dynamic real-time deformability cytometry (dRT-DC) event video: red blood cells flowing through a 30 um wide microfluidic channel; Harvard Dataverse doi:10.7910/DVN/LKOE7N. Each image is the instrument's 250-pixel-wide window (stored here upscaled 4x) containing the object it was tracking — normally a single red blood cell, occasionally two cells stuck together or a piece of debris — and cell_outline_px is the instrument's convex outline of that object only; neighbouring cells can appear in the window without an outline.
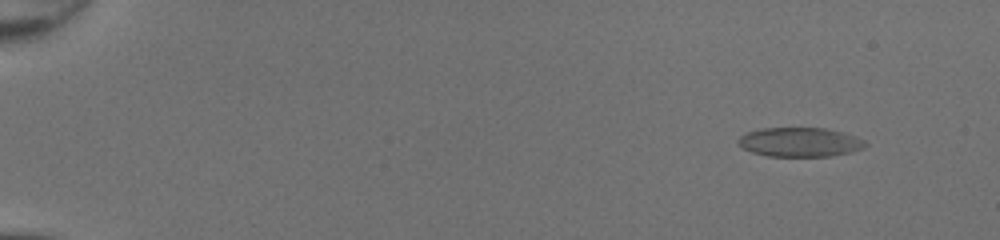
{"species": "common noctule bat (a hibernating species)", "species_latin": "Nyctalus noctula", "temperature_condition": "room temperature", "stored_images_in_passage": 46, "camera_frame_rate_fps": 3000, "um_per_image_px": 0.085, "animal": {"sex": "female", "body_mass_g": 20.0, "forearm_length_mm": 54.0}, "frame": {"image": 1, "passage_image": 1, "time_ms": 0.0, "image_size_px": [1000, 240], "cell_outline_px": [[868, 144], [864, 148], [852, 152], [832, 156], [768, 156], [752, 152], [744, 148], [736, 140], [744, 132], [764, 128], [824, 128], [856, 136], [864, 140]], "centroid_in_image_um": [68.0, 12.08], "position_along_channel_um": 17.0, "area_um2": 21.68}}
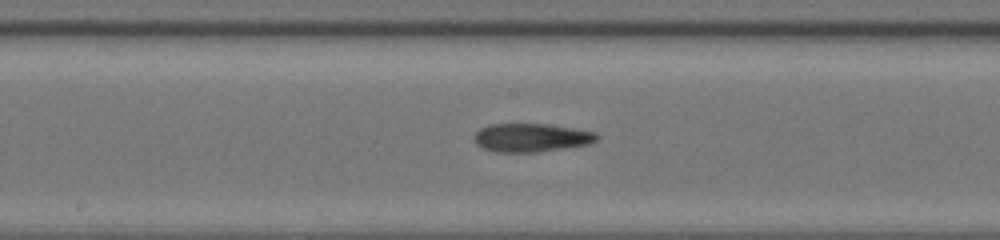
{"frame": {"image": 2, "passage_image": 25, "time_ms": 8.0, "image_size_px": [1000, 240], "cell_outline_px": [[600, 136], [596, 140], [588, 144], [564, 148], [536, 152], [496, 152], [484, 148], [476, 144], [472, 136], [480, 128], [488, 124], [548, 124], [576, 128], [596, 132]], "centroid_in_image_um": [45.15, 11.69], "position_along_channel_um": 203.1, "area_um2": 20.46}}
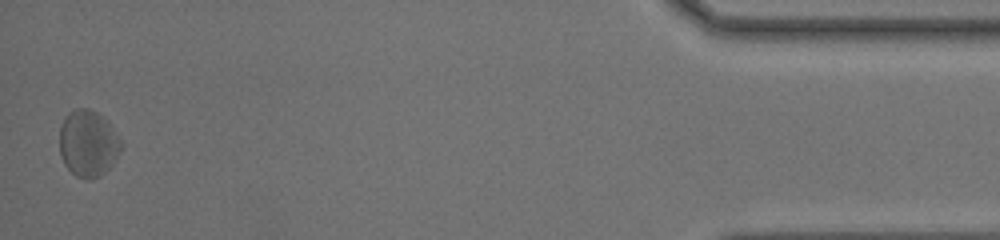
{"frame": {"image": 3, "passage_image": 46, "time_ms": 15.0, "image_size_px": [1000, 240], "cell_outline_px": [[120, 152], [112, 164], [100, 176], [88, 180], [76, 176], [64, 164], [60, 156], [60, 128], [64, 116], [68, 112], [76, 108], [88, 108], [96, 112], [108, 120], [120, 140]], "centroid_in_image_um": [7.46, 12.18], "position_along_channel_um": 427.7, "area_um2": 23.87}, "authors_computed_cell_mechanics": {"area_um2": 21.386, "velocity_mm_per_s": 4.2776, "shape_relaxation_time_tau1_ms": null, "shape_relaxation_time_tau2_ms": 3.9002, "deformation_change_tau1": null, "deformation_change_tau2": 0.1166}}